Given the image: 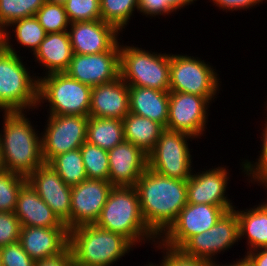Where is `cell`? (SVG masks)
Segmentation results:
<instances>
[{"instance_id": "43", "label": "cell", "mask_w": 267, "mask_h": 266, "mask_svg": "<svg viewBox=\"0 0 267 266\" xmlns=\"http://www.w3.org/2000/svg\"><path fill=\"white\" fill-rule=\"evenodd\" d=\"M245 253L243 257L248 266H267V248H259Z\"/></svg>"}, {"instance_id": "47", "label": "cell", "mask_w": 267, "mask_h": 266, "mask_svg": "<svg viewBox=\"0 0 267 266\" xmlns=\"http://www.w3.org/2000/svg\"><path fill=\"white\" fill-rule=\"evenodd\" d=\"M144 266H164L163 261L161 259V261L159 263H153V262H148V264H145Z\"/></svg>"}, {"instance_id": "18", "label": "cell", "mask_w": 267, "mask_h": 266, "mask_svg": "<svg viewBox=\"0 0 267 266\" xmlns=\"http://www.w3.org/2000/svg\"><path fill=\"white\" fill-rule=\"evenodd\" d=\"M65 73L90 87L112 82L120 77V51L89 55L73 53Z\"/></svg>"}, {"instance_id": "41", "label": "cell", "mask_w": 267, "mask_h": 266, "mask_svg": "<svg viewBox=\"0 0 267 266\" xmlns=\"http://www.w3.org/2000/svg\"><path fill=\"white\" fill-rule=\"evenodd\" d=\"M137 12L148 18L165 16L167 15V3H163V0H139Z\"/></svg>"}, {"instance_id": "26", "label": "cell", "mask_w": 267, "mask_h": 266, "mask_svg": "<svg viewBox=\"0 0 267 266\" xmlns=\"http://www.w3.org/2000/svg\"><path fill=\"white\" fill-rule=\"evenodd\" d=\"M124 141L131 142L148 154L165 128L149 118L129 112L123 119Z\"/></svg>"}, {"instance_id": "4", "label": "cell", "mask_w": 267, "mask_h": 266, "mask_svg": "<svg viewBox=\"0 0 267 266\" xmlns=\"http://www.w3.org/2000/svg\"><path fill=\"white\" fill-rule=\"evenodd\" d=\"M69 247L73 260L85 266H112L135 249L124 236L95 224L70 229Z\"/></svg>"}, {"instance_id": "3", "label": "cell", "mask_w": 267, "mask_h": 266, "mask_svg": "<svg viewBox=\"0 0 267 266\" xmlns=\"http://www.w3.org/2000/svg\"><path fill=\"white\" fill-rule=\"evenodd\" d=\"M95 225L124 236L135 247L158 240L142 217L135 187H113Z\"/></svg>"}, {"instance_id": "44", "label": "cell", "mask_w": 267, "mask_h": 266, "mask_svg": "<svg viewBox=\"0 0 267 266\" xmlns=\"http://www.w3.org/2000/svg\"><path fill=\"white\" fill-rule=\"evenodd\" d=\"M198 0H163V3H167V16L171 14H176L177 10L184 9L186 6L195 4Z\"/></svg>"}, {"instance_id": "20", "label": "cell", "mask_w": 267, "mask_h": 266, "mask_svg": "<svg viewBox=\"0 0 267 266\" xmlns=\"http://www.w3.org/2000/svg\"><path fill=\"white\" fill-rule=\"evenodd\" d=\"M129 112V86L121 77L92 87L89 117L122 120Z\"/></svg>"}, {"instance_id": "28", "label": "cell", "mask_w": 267, "mask_h": 266, "mask_svg": "<svg viewBox=\"0 0 267 266\" xmlns=\"http://www.w3.org/2000/svg\"><path fill=\"white\" fill-rule=\"evenodd\" d=\"M124 141L123 122L116 118L89 117L86 142L106 151Z\"/></svg>"}, {"instance_id": "34", "label": "cell", "mask_w": 267, "mask_h": 266, "mask_svg": "<svg viewBox=\"0 0 267 266\" xmlns=\"http://www.w3.org/2000/svg\"><path fill=\"white\" fill-rule=\"evenodd\" d=\"M35 17L46 33L68 31L70 26L64 4L45 2L36 12Z\"/></svg>"}, {"instance_id": "29", "label": "cell", "mask_w": 267, "mask_h": 266, "mask_svg": "<svg viewBox=\"0 0 267 266\" xmlns=\"http://www.w3.org/2000/svg\"><path fill=\"white\" fill-rule=\"evenodd\" d=\"M48 164L71 187L87 179L80 148L57 155Z\"/></svg>"}, {"instance_id": "36", "label": "cell", "mask_w": 267, "mask_h": 266, "mask_svg": "<svg viewBox=\"0 0 267 266\" xmlns=\"http://www.w3.org/2000/svg\"><path fill=\"white\" fill-rule=\"evenodd\" d=\"M64 7L70 23L101 19L100 0H66Z\"/></svg>"}, {"instance_id": "32", "label": "cell", "mask_w": 267, "mask_h": 266, "mask_svg": "<svg viewBox=\"0 0 267 266\" xmlns=\"http://www.w3.org/2000/svg\"><path fill=\"white\" fill-rule=\"evenodd\" d=\"M86 175L88 179L108 181L109 158L108 152L98 146L85 142L80 147Z\"/></svg>"}, {"instance_id": "21", "label": "cell", "mask_w": 267, "mask_h": 266, "mask_svg": "<svg viewBox=\"0 0 267 266\" xmlns=\"http://www.w3.org/2000/svg\"><path fill=\"white\" fill-rule=\"evenodd\" d=\"M19 241L36 261L61 253L69 245V230L67 227L21 226Z\"/></svg>"}, {"instance_id": "16", "label": "cell", "mask_w": 267, "mask_h": 266, "mask_svg": "<svg viewBox=\"0 0 267 266\" xmlns=\"http://www.w3.org/2000/svg\"><path fill=\"white\" fill-rule=\"evenodd\" d=\"M112 188L109 181L88 178L72 186L70 229L95 224Z\"/></svg>"}, {"instance_id": "2", "label": "cell", "mask_w": 267, "mask_h": 266, "mask_svg": "<svg viewBox=\"0 0 267 266\" xmlns=\"http://www.w3.org/2000/svg\"><path fill=\"white\" fill-rule=\"evenodd\" d=\"M26 111L3 112L0 144L4 169L28 177L45 162L42 137ZM37 130V131H36Z\"/></svg>"}, {"instance_id": "25", "label": "cell", "mask_w": 267, "mask_h": 266, "mask_svg": "<svg viewBox=\"0 0 267 266\" xmlns=\"http://www.w3.org/2000/svg\"><path fill=\"white\" fill-rule=\"evenodd\" d=\"M267 191V187H263ZM239 222V240H246L245 252L267 248V198L258 205L243 210L236 209Z\"/></svg>"}, {"instance_id": "10", "label": "cell", "mask_w": 267, "mask_h": 266, "mask_svg": "<svg viewBox=\"0 0 267 266\" xmlns=\"http://www.w3.org/2000/svg\"><path fill=\"white\" fill-rule=\"evenodd\" d=\"M47 115L48 120L41 132L42 155L46 164L57 155L80 148L86 142L89 121V116Z\"/></svg>"}, {"instance_id": "35", "label": "cell", "mask_w": 267, "mask_h": 266, "mask_svg": "<svg viewBox=\"0 0 267 266\" xmlns=\"http://www.w3.org/2000/svg\"><path fill=\"white\" fill-rule=\"evenodd\" d=\"M27 182L26 177L7 170L0 172V211L14 212L18 193Z\"/></svg>"}, {"instance_id": "31", "label": "cell", "mask_w": 267, "mask_h": 266, "mask_svg": "<svg viewBox=\"0 0 267 266\" xmlns=\"http://www.w3.org/2000/svg\"><path fill=\"white\" fill-rule=\"evenodd\" d=\"M267 111V108L264 109ZM267 116V113L266 115ZM264 127L261 129V143L260 144V151H258L259 155L258 158L255 159V162L249 159H242L240 163V169L242 170V174H244V177L246 178L249 185L250 182L252 184H258V186L267 187V117H265L264 120ZM246 175V176H245Z\"/></svg>"}, {"instance_id": "46", "label": "cell", "mask_w": 267, "mask_h": 266, "mask_svg": "<svg viewBox=\"0 0 267 266\" xmlns=\"http://www.w3.org/2000/svg\"><path fill=\"white\" fill-rule=\"evenodd\" d=\"M5 27L0 23V49L4 46Z\"/></svg>"}, {"instance_id": "8", "label": "cell", "mask_w": 267, "mask_h": 266, "mask_svg": "<svg viewBox=\"0 0 267 266\" xmlns=\"http://www.w3.org/2000/svg\"><path fill=\"white\" fill-rule=\"evenodd\" d=\"M190 54H170L169 91L206 97L211 103L222 84L218 70L210 62Z\"/></svg>"}, {"instance_id": "27", "label": "cell", "mask_w": 267, "mask_h": 266, "mask_svg": "<svg viewBox=\"0 0 267 266\" xmlns=\"http://www.w3.org/2000/svg\"><path fill=\"white\" fill-rule=\"evenodd\" d=\"M11 28L13 31H10ZM11 32L15 33L12 34V37L15 36L13 41L11 39ZM46 34L47 33L45 32L44 28L38 22L35 16L18 19L10 23L5 28V40L3 47L15 54H18L15 47H13L15 46V44L13 45V42L16 40L17 45L19 44V49L23 46L26 50H30V53L33 55L38 49L40 43L44 40Z\"/></svg>"}, {"instance_id": "42", "label": "cell", "mask_w": 267, "mask_h": 266, "mask_svg": "<svg viewBox=\"0 0 267 266\" xmlns=\"http://www.w3.org/2000/svg\"><path fill=\"white\" fill-rule=\"evenodd\" d=\"M73 260L69 245L59 254L43 259H38L35 266H70Z\"/></svg>"}, {"instance_id": "51", "label": "cell", "mask_w": 267, "mask_h": 266, "mask_svg": "<svg viewBox=\"0 0 267 266\" xmlns=\"http://www.w3.org/2000/svg\"><path fill=\"white\" fill-rule=\"evenodd\" d=\"M264 103H265V105H266V106H264V108H267V100H266V102H264Z\"/></svg>"}, {"instance_id": "37", "label": "cell", "mask_w": 267, "mask_h": 266, "mask_svg": "<svg viewBox=\"0 0 267 266\" xmlns=\"http://www.w3.org/2000/svg\"><path fill=\"white\" fill-rule=\"evenodd\" d=\"M158 249L161 250L162 253V261L164 266H212V261L203 259V258H197L193 256H189L185 254L181 249L172 248L169 246H166L159 240L155 242L153 245Z\"/></svg>"}, {"instance_id": "33", "label": "cell", "mask_w": 267, "mask_h": 266, "mask_svg": "<svg viewBox=\"0 0 267 266\" xmlns=\"http://www.w3.org/2000/svg\"><path fill=\"white\" fill-rule=\"evenodd\" d=\"M45 0H0V23L6 28L15 20L35 16Z\"/></svg>"}, {"instance_id": "15", "label": "cell", "mask_w": 267, "mask_h": 266, "mask_svg": "<svg viewBox=\"0 0 267 266\" xmlns=\"http://www.w3.org/2000/svg\"><path fill=\"white\" fill-rule=\"evenodd\" d=\"M68 33L72 51L75 54L89 55L105 51H120L121 32L101 19L70 23Z\"/></svg>"}, {"instance_id": "14", "label": "cell", "mask_w": 267, "mask_h": 266, "mask_svg": "<svg viewBox=\"0 0 267 266\" xmlns=\"http://www.w3.org/2000/svg\"><path fill=\"white\" fill-rule=\"evenodd\" d=\"M214 167L199 172L193 170L187 180V203L220 206L226 212L233 210L235 205L226 191L231 181L230 170L225 165Z\"/></svg>"}, {"instance_id": "7", "label": "cell", "mask_w": 267, "mask_h": 266, "mask_svg": "<svg viewBox=\"0 0 267 266\" xmlns=\"http://www.w3.org/2000/svg\"><path fill=\"white\" fill-rule=\"evenodd\" d=\"M120 77L128 86L161 91L170 88V53L145 50L120 42Z\"/></svg>"}, {"instance_id": "49", "label": "cell", "mask_w": 267, "mask_h": 266, "mask_svg": "<svg viewBox=\"0 0 267 266\" xmlns=\"http://www.w3.org/2000/svg\"><path fill=\"white\" fill-rule=\"evenodd\" d=\"M46 2H53V3H59V4H64L66 0H45Z\"/></svg>"}, {"instance_id": "9", "label": "cell", "mask_w": 267, "mask_h": 266, "mask_svg": "<svg viewBox=\"0 0 267 266\" xmlns=\"http://www.w3.org/2000/svg\"><path fill=\"white\" fill-rule=\"evenodd\" d=\"M194 139L187 133L165 129L147 154L148 168L165 177L188 180L194 169L188 142Z\"/></svg>"}, {"instance_id": "11", "label": "cell", "mask_w": 267, "mask_h": 266, "mask_svg": "<svg viewBox=\"0 0 267 266\" xmlns=\"http://www.w3.org/2000/svg\"><path fill=\"white\" fill-rule=\"evenodd\" d=\"M238 241L241 242L239 222L233 209L225 212L208 231L191 237L180 249L189 256L217 261L219 254L238 245Z\"/></svg>"}, {"instance_id": "52", "label": "cell", "mask_w": 267, "mask_h": 266, "mask_svg": "<svg viewBox=\"0 0 267 266\" xmlns=\"http://www.w3.org/2000/svg\"><path fill=\"white\" fill-rule=\"evenodd\" d=\"M0 266H2V264H1V252H0Z\"/></svg>"}, {"instance_id": "38", "label": "cell", "mask_w": 267, "mask_h": 266, "mask_svg": "<svg viewBox=\"0 0 267 266\" xmlns=\"http://www.w3.org/2000/svg\"><path fill=\"white\" fill-rule=\"evenodd\" d=\"M0 252L2 266H35L36 261L24 251L19 240L1 247Z\"/></svg>"}, {"instance_id": "22", "label": "cell", "mask_w": 267, "mask_h": 266, "mask_svg": "<svg viewBox=\"0 0 267 266\" xmlns=\"http://www.w3.org/2000/svg\"><path fill=\"white\" fill-rule=\"evenodd\" d=\"M14 213L21 226L66 227L28 182L18 193Z\"/></svg>"}, {"instance_id": "23", "label": "cell", "mask_w": 267, "mask_h": 266, "mask_svg": "<svg viewBox=\"0 0 267 266\" xmlns=\"http://www.w3.org/2000/svg\"><path fill=\"white\" fill-rule=\"evenodd\" d=\"M73 56L68 31L47 33L33 54L34 61L42 68L43 75L65 72Z\"/></svg>"}, {"instance_id": "24", "label": "cell", "mask_w": 267, "mask_h": 266, "mask_svg": "<svg viewBox=\"0 0 267 266\" xmlns=\"http://www.w3.org/2000/svg\"><path fill=\"white\" fill-rule=\"evenodd\" d=\"M130 112L151 119L165 129L168 122L169 91L129 86Z\"/></svg>"}, {"instance_id": "12", "label": "cell", "mask_w": 267, "mask_h": 266, "mask_svg": "<svg viewBox=\"0 0 267 266\" xmlns=\"http://www.w3.org/2000/svg\"><path fill=\"white\" fill-rule=\"evenodd\" d=\"M212 103L202 96L169 91V110L166 129L187 133L200 139L206 134ZM209 112V113H208ZM209 114V115H208ZM201 136V137H200Z\"/></svg>"}, {"instance_id": "17", "label": "cell", "mask_w": 267, "mask_h": 266, "mask_svg": "<svg viewBox=\"0 0 267 266\" xmlns=\"http://www.w3.org/2000/svg\"><path fill=\"white\" fill-rule=\"evenodd\" d=\"M26 179L58 219L70 230L71 186L67 185L46 163L38 167Z\"/></svg>"}, {"instance_id": "39", "label": "cell", "mask_w": 267, "mask_h": 266, "mask_svg": "<svg viewBox=\"0 0 267 266\" xmlns=\"http://www.w3.org/2000/svg\"><path fill=\"white\" fill-rule=\"evenodd\" d=\"M20 222L14 212L0 211V248L19 240Z\"/></svg>"}, {"instance_id": "50", "label": "cell", "mask_w": 267, "mask_h": 266, "mask_svg": "<svg viewBox=\"0 0 267 266\" xmlns=\"http://www.w3.org/2000/svg\"><path fill=\"white\" fill-rule=\"evenodd\" d=\"M70 266H85V265L79 264L76 261L72 260V263Z\"/></svg>"}, {"instance_id": "6", "label": "cell", "mask_w": 267, "mask_h": 266, "mask_svg": "<svg viewBox=\"0 0 267 266\" xmlns=\"http://www.w3.org/2000/svg\"><path fill=\"white\" fill-rule=\"evenodd\" d=\"M92 87L69 77L65 72L38 78V104L50 115L89 116ZM49 106V108H47Z\"/></svg>"}, {"instance_id": "40", "label": "cell", "mask_w": 267, "mask_h": 266, "mask_svg": "<svg viewBox=\"0 0 267 266\" xmlns=\"http://www.w3.org/2000/svg\"><path fill=\"white\" fill-rule=\"evenodd\" d=\"M263 1L267 2V0H210L209 2H212L215 7H219L220 10L226 11V13H232L233 11L237 12L244 9L247 11V9L256 8L263 4Z\"/></svg>"}, {"instance_id": "45", "label": "cell", "mask_w": 267, "mask_h": 266, "mask_svg": "<svg viewBox=\"0 0 267 266\" xmlns=\"http://www.w3.org/2000/svg\"><path fill=\"white\" fill-rule=\"evenodd\" d=\"M212 266H248V265L246 259L243 257L241 259L236 258V261L234 260L231 263L228 262V264L227 263L222 264V262L220 263L219 261H212Z\"/></svg>"}, {"instance_id": "19", "label": "cell", "mask_w": 267, "mask_h": 266, "mask_svg": "<svg viewBox=\"0 0 267 266\" xmlns=\"http://www.w3.org/2000/svg\"><path fill=\"white\" fill-rule=\"evenodd\" d=\"M107 152L110 184L113 187H135L142 173L148 168V155L127 141Z\"/></svg>"}, {"instance_id": "13", "label": "cell", "mask_w": 267, "mask_h": 266, "mask_svg": "<svg viewBox=\"0 0 267 266\" xmlns=\"http://www.w3.org/2000/svg\"><path fill=\"white\" fill-rule=\"evenodd\" d=\"M225 212L220 206L187 203L158 240L180 249L194 235L208 231Z\"/></svg>"}, {"instance_id": "5", "label": "cell", "mask_w": 267, "mask_h": 266, "mask_svg": "<svg viewBox=\"0 0 267 266\" xmlns=\"http://www.w3.org/2000/svg\"><path fill=\"white\" fill-rule=\"evenodd\" d=\"M23 58L4 47L0 49V112L29 113L37 107L39 76L29 71Z\"/></svg>"}, {"instance_id": "48", "label": "cell", "mask_w": 267, "mask_h": 266, "mask_svg": "<svg viewBox=\"0 0 267 266\" xmlns=\"http://www.w3.org/2000/svg\"><path fill=\"white\" fill-rule=\"evenodd\" d=\"M3 170H5V169H4V165L2 162V151H1V144H0V172Z\"/></svg>"}, {"instance_id": "30", "label": "cell", "mask_w": 267, "mask_h": 266, "mask_svg": "<svg viewBox=\"0 0 267 266\" xmlns=\"http://www.w3.org/2000/svg\"><path fill=\"white\" fill-rule=\"evenodd\" d=\"M139 0H100L101 20L116 27L120 32L129 25ZM132 17V18H131Z\"/></svg>"}, {"instance_id": "1", "label": "cell", "mask_w": 267, "mask_h": 266, "mask_svg": "<svg viewBox=\"0 0 267 266\" xmlns=\"http://www.w3.org/2000/svg\"><path fill=\"white\" fill-rule=\"evenodd\" d=\"M135 188L142 217L159 238L187 204V180L165 177L147 168Z\"/></svg>"}]
</instances>
